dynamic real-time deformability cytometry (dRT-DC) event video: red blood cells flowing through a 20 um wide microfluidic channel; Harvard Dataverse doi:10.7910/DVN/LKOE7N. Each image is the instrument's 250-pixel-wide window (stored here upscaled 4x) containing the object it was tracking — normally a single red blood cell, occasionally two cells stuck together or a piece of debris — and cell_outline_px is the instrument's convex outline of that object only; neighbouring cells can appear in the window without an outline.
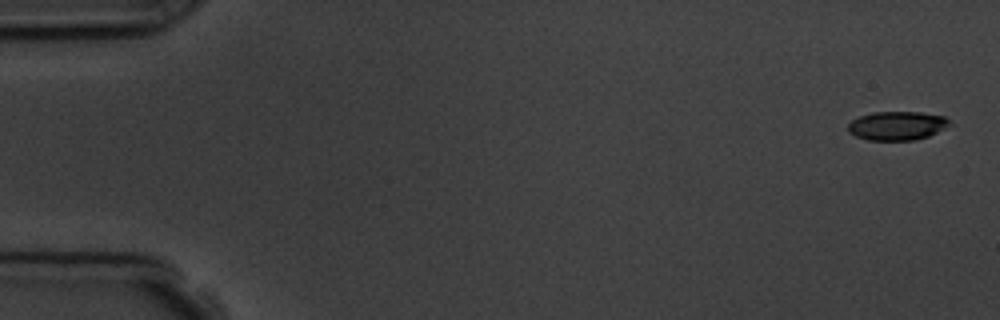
{"species": "common noctule bat (a hibernating species)", "species_latin": "Nyctalus noctula", "temperature_condition": "room temperature", "stored_images_in_passage": 7, "camera_frame_rate_fps": 3000, "um_per_image_px": 0.085, "animal": {"sex": "male", "body_mass_g": 19.5, "forearm_length_mm": 54.6}, "frame": {"image": 1, "passage_image": 1, "time_ms": 0.0, "image_size_px": [1000, 320], "cell_outline_px": [[952, 124], [928, 136], [916, 140], [868, 140], [856, 136], [848, 132], [848, 124], [852, 120], [860, 116], [872, 112], [920, 112], [944, 116]], "centroid_in_image_um": [76.24, 10.68], "position_along_channel_um": 8.8, "area_um2": 16.99}}
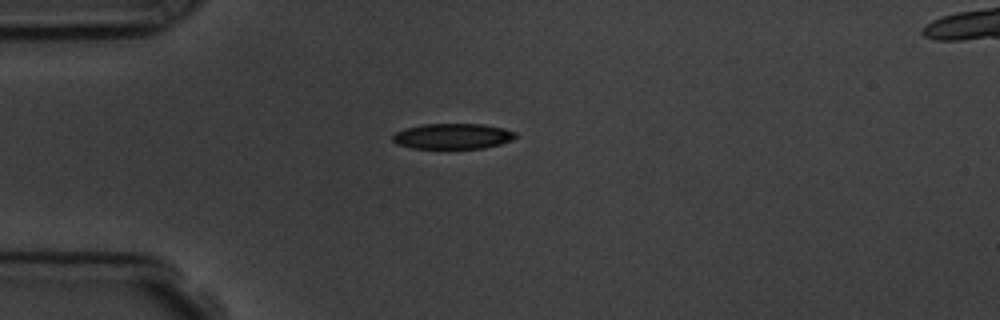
{"frame": {"image": 2, "passage_image": 4, "time_ms": 4.333, "image_size_px": [1000, 320], "cell_outline_px": [[516, 136], [512, 140], [500, 144], [484, 148], [412, 148], [396, 144], [392, 140], [392, 136], [396, 132], [404, 128], [424, 124], [484, 124], [504, 128], [516, 132]], "centroid_in_image_um": [38.48, 11.57], "position_along_channel_um": 46.5, "area_um2": 18.32}}